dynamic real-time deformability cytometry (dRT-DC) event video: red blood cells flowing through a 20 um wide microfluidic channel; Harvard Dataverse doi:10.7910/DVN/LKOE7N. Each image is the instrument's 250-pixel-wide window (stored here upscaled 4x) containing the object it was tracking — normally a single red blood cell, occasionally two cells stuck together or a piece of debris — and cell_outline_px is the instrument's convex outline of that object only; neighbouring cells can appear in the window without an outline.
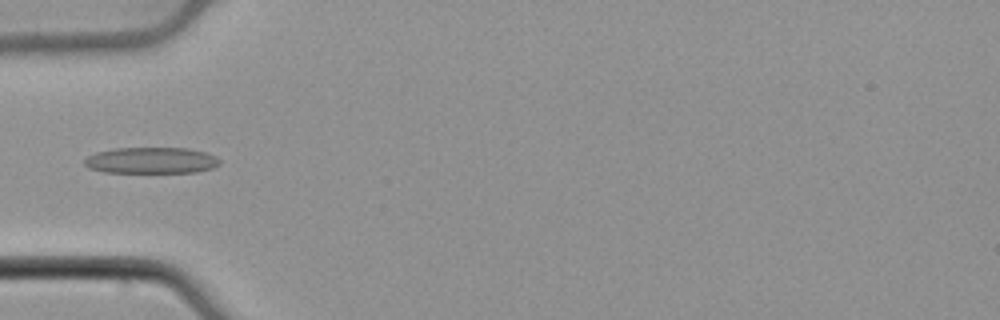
{"species": "common noctule bat (a hibernating species)", "species_latin": "Nyctalus noctula", "temperature_condition": "cold", "stored_images_in_passage": 43, "camera_frame_rate_fps": 3000, "um_per_image_px": 0.085, "animal": {"sex": "male", "body_mass_g": 21.5, "forearm_length_mm": 52.0}, "frame": {"image": 1, "passage_image": 7, "time_ms": 2.0, "image_size_px": [1000, 320], "cell_outline_px": [[220, 164], [212, 168], [196, 172], [104, 172], [88, 168], [84, 164], [84, 160], [88, 156], [96, 152], [116, 148], [188, 148], [204, 152], [216, 156], [220, 160]], "centroid_in_image_um": [12.85, 13.63], "position_along_channel_um": 72.1, "area_um2": 20.63}}
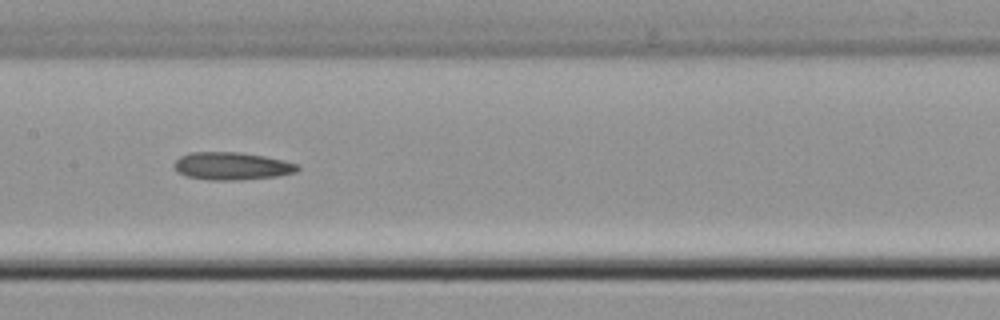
{"frame": {"image": 2, "passage_image": 16, "time_ms": 5.0, "image_size_px": [1000, 320], "cell_outline_px": [[300, 168], [296, 172], [276, 176], [236, 180], [208, 180], [184, 176], [176, 172], [172, 164], [180, 156], [188, 152], [240, 152], [264, 156], [284, 160], [300, 164]], "centroid_in_image_um": [19.67, 14.11], "position_along_channel_um": 187.7, "area_um2": 20.17}}
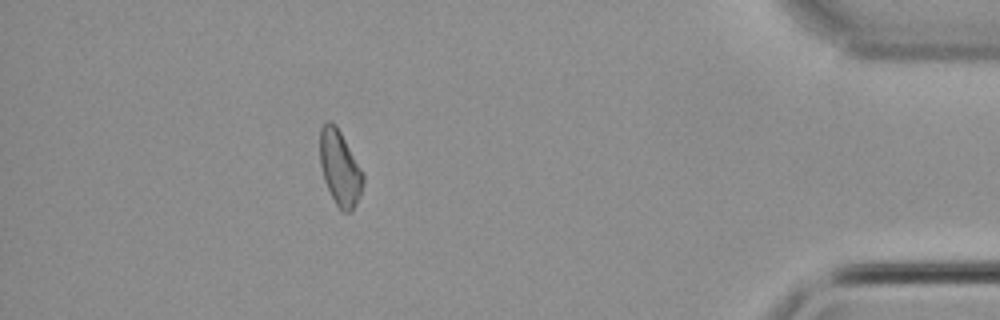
{"frame": {"image": 3, "passage_image": 37, "time_ms": 12.0, "image_size_px": [1000, 320], "cell_outline_px": [[364, 184], [360, 196], [352, 212], [340, 212], [324, 180], [320, 164], [320, 128], [328, 120], [332, 120], [336, 124], [364, 176]], "centroid_in_image_um": [28.88, 14.3], "position_along_channel_um": 406.3, "area_um2": 18.79}}